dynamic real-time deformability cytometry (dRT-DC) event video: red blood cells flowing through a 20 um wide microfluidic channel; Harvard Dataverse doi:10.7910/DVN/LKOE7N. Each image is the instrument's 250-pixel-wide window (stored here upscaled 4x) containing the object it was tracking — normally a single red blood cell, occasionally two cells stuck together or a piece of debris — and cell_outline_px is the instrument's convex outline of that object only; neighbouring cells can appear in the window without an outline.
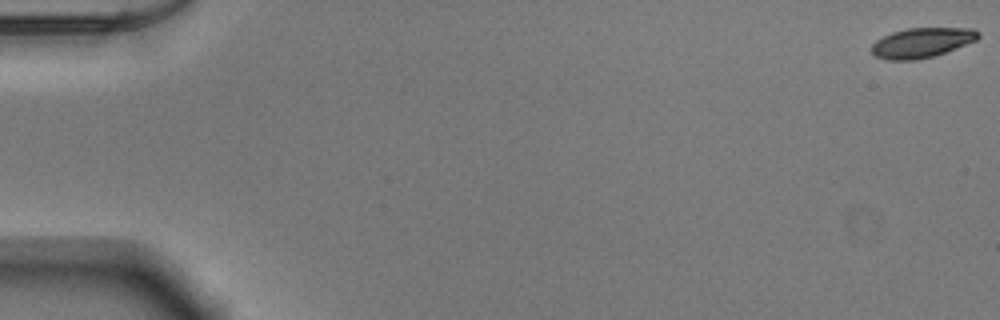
{"species": "Egyptian fruit bat (a non-hibernating species)", "species_latin": "Rousettus aegyptiacus", "temperature_condition": "warm", "stored_images_in_passage": 53, "camera_frame_rate_fps": 3000, "um_per_image_px": 0.085, "animal": {"sex": "male"}, "frame": {"image": 1, "passage_image": 1, "time_ms": 0.0, "image_size_px": [1000, 320], "cell_outline_px": [[980, 36], [976, 40], [944, 52], [932, 56], [916, 60], [888, 60], [876, 56], [872, 52], [872, 44], [876, 40], [892, 32], [908, 28], [972, 28], [980, 32]], "centroid_in_image_um": [78.35, 3.62], "position_along_channel_um": 6.7, "area_um2": 18.32}}
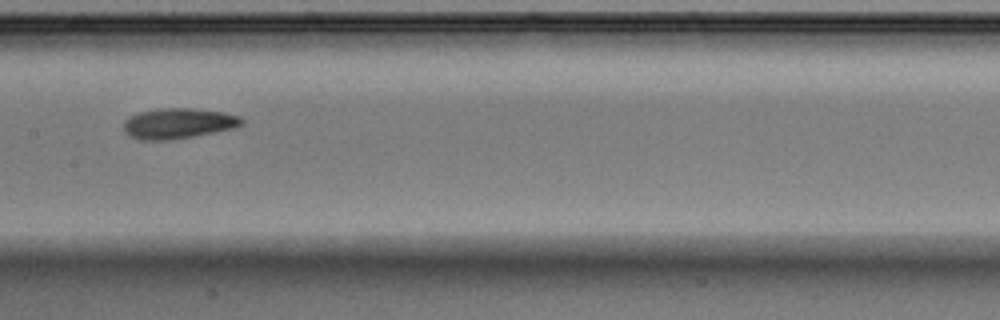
{"frame": {"image": 2, "passage_image": 28, "time_ms": 9.0, "image_size_px": [1000, 320], "cell_outline_px": [[244, 124], [236, 128], [172, 140], [140, 140], [128, 136], [124, 132], [124, 120], [140, 112], [156, 108], [192, 108], [224, 112], [240, 116], [244, 120]], "centroid_in_image_um": [15.17, 10.49], "position_along_channel_um": 192.2, "area_um2": 21.21}}
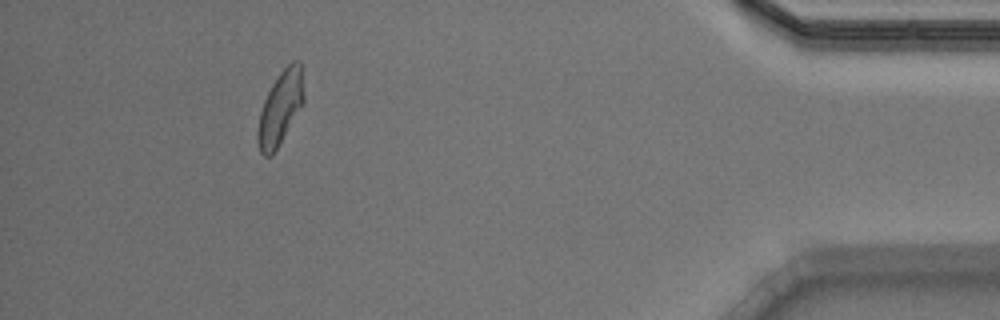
{"frame": {"image": 3, "passage_image": 49, "time_ms": 16.0, "image_size_px": [1000, 320], "cell_outline_px": [[304, 104], [276, 148], [268, 156], [264, 156], [260, 152], [256, 140], [256, 132], [260, 112], [264, 100], [272, 84], [280, 72], [292, 60], [300, 60], [304, 92]], "centroid_in_image_um": [23.83, 9.15], "position_along_channel_um": 411.4, "area_um2": 19.65}, "authors_computed_cell_mechanics": {"area_um2": 19.8254, "velocity_mm_per_s": 3.9049, "shape_relaxation_time_tau1_ms": 3.0356, "shape_relaxation_time_tau2_ms": 6.5686, "deformation_change_tau1": 0.1514, "deformation_change_tau2": 0.1374}}